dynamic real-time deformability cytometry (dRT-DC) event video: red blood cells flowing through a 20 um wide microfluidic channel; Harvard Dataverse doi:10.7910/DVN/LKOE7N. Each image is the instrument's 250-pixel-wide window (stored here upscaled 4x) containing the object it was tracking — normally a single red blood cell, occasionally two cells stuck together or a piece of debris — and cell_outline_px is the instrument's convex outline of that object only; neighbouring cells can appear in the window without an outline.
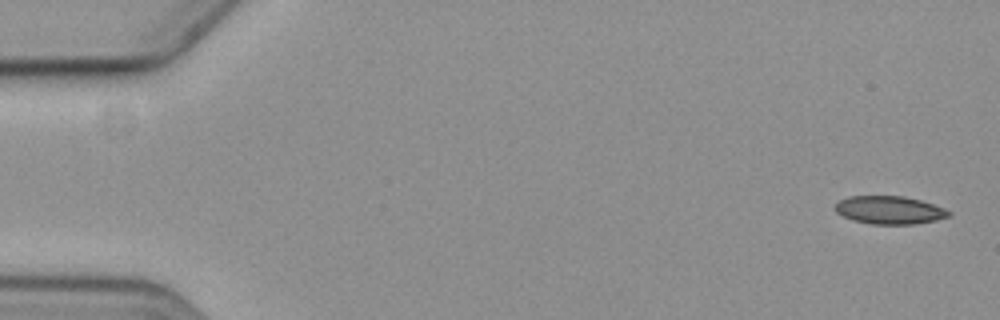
{"species": "common noctule bat (a hibernating species)", "species_latin": "Nyctalus noctula", "temperature_condition": "cold", "stored_images_in_passage": 6, "camera_frame_rate_fps": 3000, "um_per_image_px": 0.085, "animal": {"sex": "female", "body_mass_g": 19.3, "forearm_length_mm": 54.1}, "frame": {"image": 1, "passage_image": 1, "time_ms": 0.0, "image_size_px": [1000, 320], "cell_outline_px": [[952, 212], [948, 216], [936, 220], [912, 224], [872, 224], [852, 220], [836, 212], [836, 204], [840, 200], [848, 196], [904, 196], [920, 200], [944, 208]], "centroid_in_image_um": [75.6, 17.85], "position_along_channel_um": 9.4, "area_um2": 18.38}}
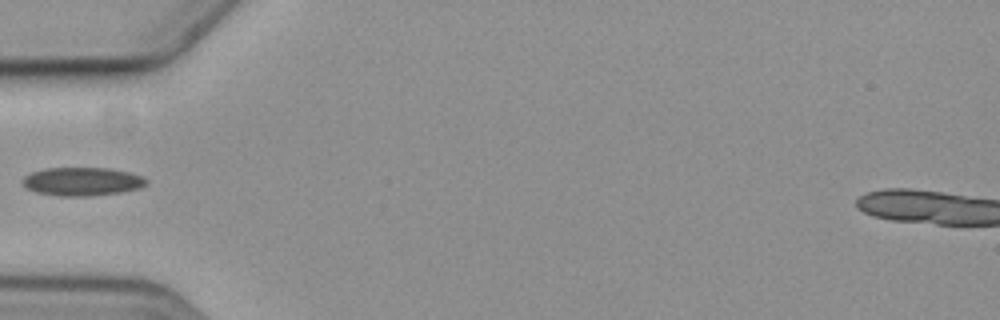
{"frame": {"image": 2, "passage_image": 6, "time_ms": 6.0, "image_size_px": [1000, 320], "cell_outline_px": [[148, 184], [140, 188], [120, 192], [92, 196], [60, 196], [36, 192], [28, 188], [24, 184], [24, 176], [32, 172], [48, 168], [108, 168], [128, 172], [140, 176], [148, 180]], "centroid_in_image_um": [7.02, 15.43], "position_along_channel_um": 78.0, "area_um2": 20.29}}